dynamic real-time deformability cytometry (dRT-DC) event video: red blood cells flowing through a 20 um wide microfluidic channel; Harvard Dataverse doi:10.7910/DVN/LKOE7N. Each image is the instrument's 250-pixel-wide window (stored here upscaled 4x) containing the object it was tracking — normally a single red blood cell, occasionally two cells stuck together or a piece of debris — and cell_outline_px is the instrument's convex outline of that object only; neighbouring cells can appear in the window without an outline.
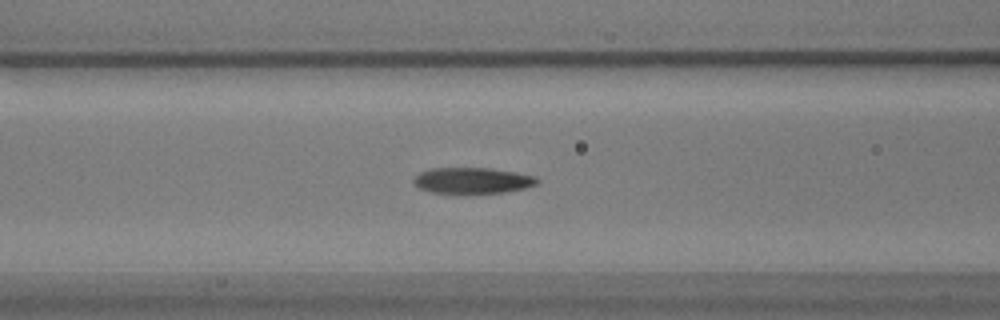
{"species": "common noctule bat (a hibernating species)", "species_latin": "Nyctalus noctula", "temperature_condition": "warm", "stored_images_in_passage": 27, "camera_frame_rate_fps": 3000, "um_per_image_px": 0.085, "animal": {"sex": "male", "body_mass_g": 17.9}, "frame": {"image": 1, "passage_image": 23, "time_ms": 7.333, "image_size_px": [1000, 320], "cell_outline_px": [[540, 180], [536, 184], [524, 188], [504, 192], [432, 192], [420, 188], [412, 180], [420, 172], [432, 168], [488, 168], [516, 172], [536, 176]], "centroid_in_image_um": [40.19, 15.32], "position_along_channel_um": 126.4, "area_um2": 18.26}}
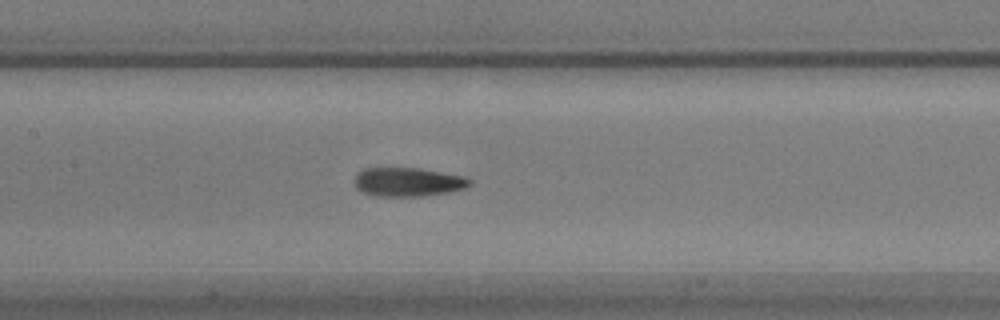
{"frame": {"image": 2, "passage_image": 27, "time_ms": 8.667, "image_size_px": [1000, 320], "cell_outline_px": [[472, 184], [464, 188], [448, 192], [424, 196], [376, 196], [364, 192], [356, 188], [356, 172], [364, 168], [420, 168], [464, 176], [472, 180]], "centroid_in_image_um": [34.69, 15.46], "position_along_channel_um": 172.7, "area_um2": 19.36}}